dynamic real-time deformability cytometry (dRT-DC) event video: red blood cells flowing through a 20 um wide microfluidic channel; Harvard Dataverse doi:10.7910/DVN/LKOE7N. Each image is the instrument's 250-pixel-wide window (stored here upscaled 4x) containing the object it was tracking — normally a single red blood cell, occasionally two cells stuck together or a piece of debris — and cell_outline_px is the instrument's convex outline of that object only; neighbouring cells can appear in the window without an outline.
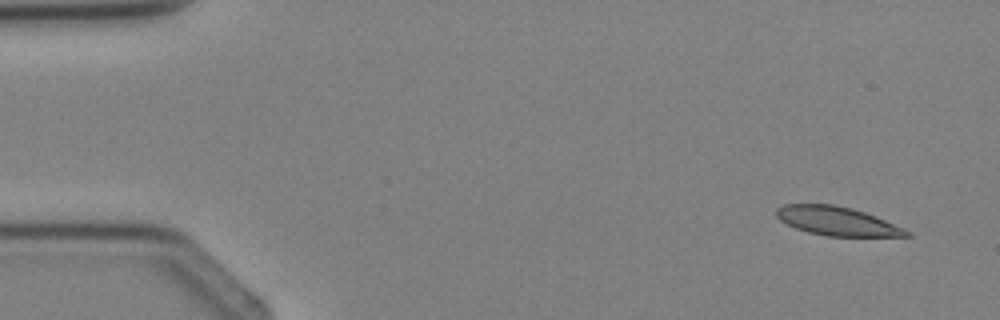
{"species": "Egyptian fruit bat (a non-hibernating species)", "species_latin": "Rousettus aegyptiacus", "temperature_condition": "cold", "stored_images_in_passage": 4, "camera_frame_rate_fps": 3000, "um_per_image_px": 0.085, "animal": {"sex": "female"}, "frame": {"image": 1, "passage_image": 1, "time_ms": 0.0, "image_size_px": [1000, 320], "cell_outline_px": [[912, 236], [828, 236], [808, 232], [796, 228], [780, 220], [776, 216], [776, 208], [784, 204], [832, 204], [852, 208], [876, 216], [904, 228], [912, 232]], "centroid_in_image_um": [71.16, 18.79], "position_along_channel_um": 13.8, "area_um2": 21.79}}
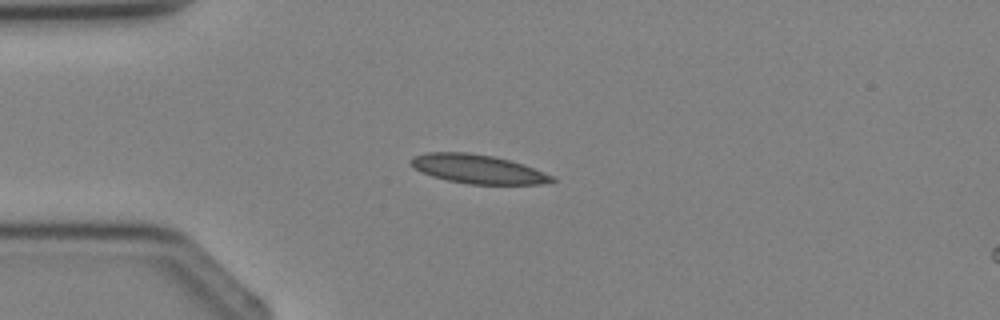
{"frame": {"image": 2, "passage_image": 3, "time_ms": 2.333, "image_size_px": [1000, 320], "cell_outline_px": [[556, 180], [540, 184], [468, 184], [448, 180], [432, 176], [416, 168], [412, 164], [412, 160], [416, 156], [428, 152], [468, 152], [492, 156], [524, 164], [552, 176]], "centroid_in_image_um": [40.64, 14.37], "position_along_channel_um": 44.4, "area_um2": 23.24}}
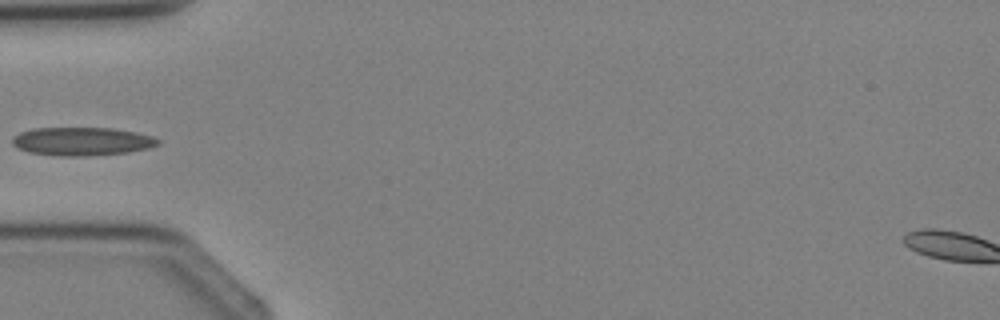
{"frame": {"image": 3, "passage_image": 4, "time_ms": 3.333, "image_size_px": [1000, 320], "cell_outline_px": [[160, 144], [148, 148], [128, 152], [88, 156], [60, 156], [28, 152], [12, 144], [12, 136], [20, 132], [32, 128], [112, 128], [136, 132], [152, 136], [160, 140]], "centroid_in_image_um": [6.96, 12.01], "position_along_channel_um": 78.0, "area_um2": 24.1}}